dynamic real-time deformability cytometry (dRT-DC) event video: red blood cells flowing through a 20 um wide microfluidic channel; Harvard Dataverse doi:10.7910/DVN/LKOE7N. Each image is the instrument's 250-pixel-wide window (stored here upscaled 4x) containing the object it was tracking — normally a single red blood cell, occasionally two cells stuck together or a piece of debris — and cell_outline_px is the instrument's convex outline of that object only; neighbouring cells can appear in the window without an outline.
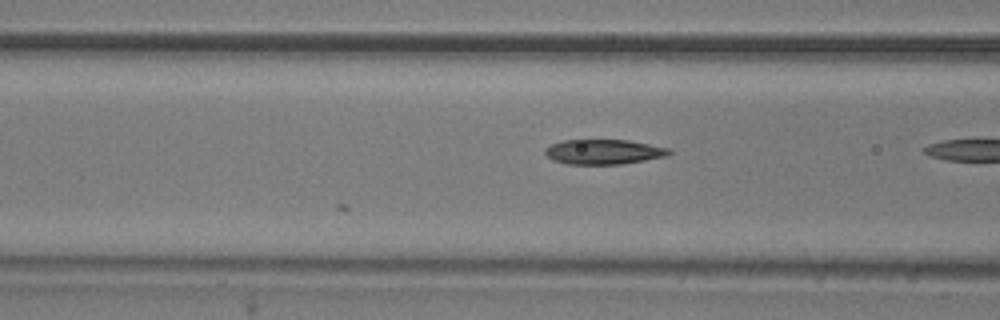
{"species": "common noctule bat (a hibernating species)", "species_latin": "Nyctalus noctula", "temperature_condition": "room temperature", "stored_images_in_passage": 6, "camera_frame_rate_fps": 3000, "um_per_image_px": 0.085, "animal": {"sex": "male", "body_mass_g": 20.5, "forearm_length_mm": 52.5}, "frame": {"image": 1, "passage_image": 6, "time_ms": 1.667, "image_size_px": [1000, 320], "cell_outline_px": [[672, 152], [664, 156], [644, 160], [620, 164], [568, 164], [552, 160], [544, 152], [544, 148], [552, 144], [564, 140], [628, 140], [668, 148]], "centroid_in_image_um": [51.26, 12.9], "position_along_channel_um": 115.3, "area_um2": 17.74}}